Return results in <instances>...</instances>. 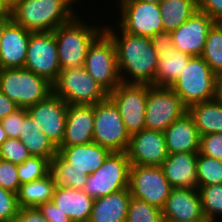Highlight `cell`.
I'll return each mask as SVG.
<instances>
[{
  "mask_svg": "<svg viewBox=\"0 0 222 222\" xmlns=\"http://www.w3.org/2000/svg\"><path fill=\"white\" fill-rule=\"evenodd\" d=\"M130 136L119 109L109 97L94 104L93 142L113 152H126Z\"/></svg>",
  "mask_w": 222,
  "mask_h": 222,
  "instance_id": "cell-9",
  "label": "cell"
},
{
  "mask_svg": "<svg viewBox=\"0 0 222 222\" xmlns=\"http://www.w3.org/2000/svg\"><path fill=\"white\" fill-rule=\"evenodd\" d=\"M11 21L9 11H0V41L5 26Z\"/></svg>",
  "mask_w": 222,
  "mask_h": 222,
  "instance_id": "cell-48",
  "label": "cell"
},
{
  "mask_svg": "<svg viewBox=\"0 0 222 222\" xmlns=\"http://www.w3.org/2000/svg\"><path fill=\"white\" fill-rule=\"evenodd\" d=\"M130 198L128 188L94 199L88 222H126Z\"/></svg>",
  "mask_w": 222,
  "mask_h": 222,
  "instance_id": "cell-25",
  "label": "cell"
},
{
  "mask_svg": "<svg viewBox=\"0 0 222 222\" xmlns=\"http://www.w3.org/2000/svg\"><path fill=\"white\" fill-rule=\"evenodd\" d=\"M24 121V109L18 108L0 122L8 138H19Z\"/></svg>",
  "mask_w": 222,
  "mask_h": 222,
  "instance_id": "cell-41",
  "label": "cell"
},
{
  "mask_svg": "<svg viewBox=\"0 0 222 222\" xmlns=\"http://www.w3.org/2000/svg\"><path fill=\"white\" fill-rule=\"evenodd\" d=\"M159 7L164 31L172 32L198 10V0H163Z\"/></svg>",
  "mask_w": 222,
  "mask_h": 222,
  "instance_id": "cell-30",
  "label": "cell"
},
{
  "mask_svg": "<svg viewBox=\"0 0 222 222\" xmlns=\"http://www.w3.org/2000/svg\"><path fill=\"white\" fill-rule=\"evenodd\" d=\"M189 107L215 97V73L201 56L192 57L170 87Z\"/></svg>",
  "mask_w": 222,
  "mask_h": 222,
  "instance_id": "cell-6",
  "label": "cell"
},
{
  "mask_svg": "<svg viewBox=\"0 0 222 222\" xmlns=\"http://www.w3.org/2000/svg\"><path fill=\"white\" fill-rule=\"evenodd\" d=\"M197 188L222 184V161L198 153Z\"/></svg>",
  "mask_w": 222,
  "mask_h": 222,
  "instance_id": "cell-34",
  "label": "cell"
},
{
  "mask_svg": "<svg viewBox=\"0 0 222 222\" xmlns=\"http://www.w3.org/2000/svg\"><path fill=\"white\" fill-rule=\"evenodd\" d=\"M198 10L208 14L215 22H222V0H198Z\"/></svg>",
  "mask_w": 222,
  "mask_h": 222,
  "instance_id": "cell-43",
  "label": "cell"
},
{
  "mask_svg": "<svg viewBox=\"0 0 222 222\" xmlns=\"http://www.w3.org/2000/svg\"><path fill=\"white\" fill-rule=\"evenodd\" d=\"M151 44L157 54L162 52L171 51L174 49V44L170 32H159L150 37Z\"/></svg>",
  "mask_w": 222,
  "mask_h": 222,
  "instance_id": "cell-44",
  "label": "cell"
},
{
  "mask_svg": "<svg viewBox=\"0 0 222 222\" xmlns=\"http://www.w3.org/2000/svg\"><path fill=\"white\" fill-rule=\"evenodd\" d=\"M20 185L17 164L0 159V187L17 194Z\"/></svg>",
  "mask_w": 222,
  "mask_h": 222,
  "instance_id": "cell-39",
  "label": "cell"
},
{
  "mask_svg": "<svg viewBox=\"0 0 222 222\" xmlns=\"http://www.w3.org/2000/svg\"><path fill=\"white\" fill-rule=\"evenodd\" d=\"M79 0H17L9 9L11 20L31 32H51L70 22ZM74 10V11H73Z\"/></svg>",
  "mask_w": 222,
  "mask_h": 222,
  "instance_id": "cell-2",
  "label": "cell"
},
{
  "mask_svg": "<svg viewBox=\"0 0 222 222\" xmlns=\"http://www.w3.org/2000/svg\"><path fill=\"white\" fill-rule=\"evenodd\" d=\"M29 157H31L29 150L18 138H8L0 146V159L2 160L21 164Z\"/></svg>",
  "mask_w": 222,
  "mask_h": 222,
  "instance_id": "cell-37",
  "label": "cell"
},
{
  "mask_svg": "<svg viewBox=\"0 0 222 222\" xmlns=\"http://www.w3.org/2000/svg\"><path fill=\"white\" fill-rule=\"evenodd\" d=\"M20 184L41 179L50 173V160L39 156H31L23 163L17 164Z\"/></svg>",
  "mask_w": 222,
  "mask_h": 222,
  "instance_id": "cell-35",
  "label": "cell"
},
{
  "mask_svg": "<svg viewBox=\"0 0 222 222\" xmlns=\"http://www.w3.org/2000/svg\"><path fill=\"white\" fill-rule=\"evenodd\" d=\"M215 21L197 10L186 22L171 33L174 48L192 57L201 56L209 29Z\"/></svg>",
  "mask_w": 222,
  "mask_h": 222,
  "instance_id": "cell-17",
  "label": "cell"
},
{
  "mask_svg": "<svg viewBox=\"0 0 222 222\" xmlns=\"http://www.w3.org/2000/svg\"><path fill=\"white\" fill-rule=\"evenodd\" d=\"M24 68L54 83L61 71L54 32H32Z\"/></svg>",
  "mask_w": 222,
  "mask_h": 222,
  "instance_id": "cell-14",
  "label": "cell"
},
{
  "mask_svg": "<svg viewBox=\"0 0 222 222\" xmlns=\"http://www.w3.org/2000/svg\"><path fill=\"white\" fill-rule=\"evenodd\" d=\"M68 104L51 93L46 99L27 108V113L35 121L50 141L58 148L64 139Z\"/></svg>",
  "mask_w": 222,
  "mask_h": 222,
  "instance_id": "cell-15",
  "label": "cell"
},
{
  "mask_svg": "<svg viewBox=\"0 0 222 222\" xmlns=\"http://www.w3.org/2000/svg\"><path fill=\"white\" fill-rule=\"evenodd\" d=\"M191 58L192 56L175 48L171 51L157 54L158 64L154 77V86L171 87Z\"/></svg>",
  "mask_w": 222,
  "mask_h": 222,
  "instance_id": "cell-27",
  "label": "cell"
},
{
  "mask_svg": "<svg viewBox=\"0 0 222 222\" xmlns=\"http://www.w3.org/2000/svg\"><path fill=\"white\" fill-rule=\"evenodd\" d=\"M186 112L188 107L170 87L147 84L146 129L164 132Z\"/></svg>",
  "mask_w": 222,
  "mask_h": 222,
  "instance_id": "cell-10",
  "label": "cell"
},
{
  "mask_svg": "<svg viewBox=\"0 0 222 222\" xmlns=\"http://www.w3.org/2000/svg\"><path fill=\"white\" fill-rule=\"evenodd\" d=\"M50 174L55 186L70 187L82 190L88 179L87 174L81 170L72 168L58 153L50 161Z\"/></svg>",
  "mask_w": 222,
  "mask_h": 222,
  "instance_id": "cell-31",
  "label": "cell"
},
{
  "mask_svg": "<svg viewBox=\"0 0 222 222\" xmlns=\"http://www.w3.org/2000/svg\"><path fill=\"white\" fill-rule=\"evenodd\" d=\"M200 136L222 133V103L216 99L198 102L188 107Z\"/></svg>",
  "mask_w": 222,
  "mask_h": 222,
  "instance_id": "cell-28",
  "label": "cell"
},
{
  "mask_svg": "<svg viewBox=\"0 0 222 222\" xmlns=\"http://www.w3.org/2000/svg\"><path fill=\"white\" fill-rule=\"evenodd\" d=\"M126 222H163L162 210L131 196Z\"/></svg>",
  "mask_w": 222,
  "mask_h": 222,
  "instance_id": "cell-36",
  "label": "cell"
},
{
  "mask_svg": "<svg viewBox=\"0 0 222 222\" xmlns=\"http://www.w3.org/2000/svg\"><path fill=\"white\" fill-rule=\"evenodd\" d=\"M108 97L119 109L130 135L145 129L147 84L121 82Z\"/></svg>",
  "mask_w": 222,
  "mask_h": 222,
  "instance_id": "cell-13",
  "label": "cell"
},
{
  "mask_svg": "<svg viewBox=\"0 0 222 222\" xmlns=\"http://www.w3.org/2000/svg\"><path fill=\"white\" fill-rule=\"evenodd\" d=\"M130 161L127 152H111L104 163L88 176L82 189L93 199L129 187Z\"/></svg>",
  "mask_w": 222,
  "mask_h": 222,
  "instance_id": "cell-8",
  "label": "cell"
},
{
  "mask_svg": "<svg viewBox=\"0 0 222 222\" xmlns=\"http://www.w3.org/2000/svg\"><path fill=\"white\" fill-rule=\"evenodd\" d=\"M168 154L199 153L200 134L193 117L186 112L164 131Z\"/></svg>",
  "mask_w": 222,
  "mask_h": 222,
  "instance_id": "cell-22",
  "label": "cell"
},
{
  "mask_svg": "<svg viewBox=\"0 0 222 222\" xmlns=\"http://www.w3.org/2000/svg\"><path fill=\"white\" fill-rule=\"evenodd\" d=\"M198 191L205 219L220 222L216 216L222 217V184L202 186L198 188Z\"/></svg>",
  "mask_w": 222,
  "mask_h": 222,
  "instance_id": "cell-33",
  "label": "cell"
},
{
  "mask_svg": "<svg viewBox=\"0 0 222 222\" xmlns=\"http://www.w3.org/2000/svg\"><path fill=\"white\" fill-rule=\"evenodd\" d=\"M55 187L50 173L41 179L21 184L17 192L19 207H38L40 204L52 201Z\"/></svg>",
  "mask_w": 222,
  "mask_h": 222,
  "instance_id": "cell-29",
  "label": "cell"
},
{
  "mask_svg": "<svg viewBox=\"0 0 222 222\" xmlns=\"http://www.w3.org/2000/svg\"><path fill=\"white\" fill-rule=\"evenodd\" d=\"M8 139L6 132L3 129V126L0 122V146Z\"/></svg>",
  "mask_w": 222,
  "mask_h": 222,
  "instance_id": "cell-49",
  "label": "cell"
},
{
  "mask_svg": "<svg viewBox=\"0 0 222 222\" xmlns=\"http://www.w3.org/2000/svg\"><path fill=\"white\" fill-rule=\"evenodd\" d=\"M0 91L18 108L27 109L53 93V85L46 78L28 69H0Z\"/></svg>",
  "mask_w": 222,
  "mask_h": 222,
  "instance_id": "cell-4",
  "label": "cell"
},
{
  "mask_svg": "<svg viewBox=\"0 0 222 222\" xmlns=\"http://www.w3.org/2000/svg\"><path fill=\"white\" fill-rule=\"evenodd\" d=\"M31 33L12 20L5 26L0 41V69L24 67Z\"/></svg>",
  "mask_w": 222,
  "mask_h": 222,
  "instance_id": "cell-19",
  "label": "cell"
},
{
  "mask_svg": "<svg viewBox=\"0 0 222 222\" xmlns=\"http://www.w3.org/2000/svg\"><path fill=\"white\" fill-rule=\"evenodd\" d=\"M52 201L72 222H88L94 199L83 190L56 186Z\"/></svg>",
  "mask_w": 222,
  "mask_h": 222,
  "instance_id": "cell-24",
  "label": "cell"
},
{
  "mask_svg": "<svg viewBox=\"0 0 222 222\" xmlns=\"http://www.w3.org/2000/svg\"><path fill=\"white\" fill-rule=\"evenodd\" d=\"M119 27L132 35L151 37L163 32L159 4L140 0H118Z\"/></svg>",
  "mask_w": 222,
  "mask_h": 222,
  "instance_id": "cell-12",
  "label": "cell"
},
{
  "mask_svg": "<svg viewBox=\"0 0 222 222\" xmlns=\"http://www.w3.org/2000/svg\"><path fill=\"white\" fill-rule=\"evenodd\" d=\"M163 222H204L198 188H172L162 209Z\"/></svg>",
  "mask_w": 222,
  "mask_h": 222,
  "instance_id": "cell-18",
  "label": "cell"
},
{
  "mask_svg": "<svg viewBox=\"0 0 222 222\" xmlns=\"http://www.w3.org/2000/svg\"><path fill=\"white\" fill-rule=\"evenodd\" d=\"M35 124V121L24 109V121L22 123L19 140L29 150L31 156H39L51 159L58 153V148L50 141L41 129Z\"/></svg>",
  "mask_w": 222,
  "mask_h": 222,
  "instance_id": "cell-26",
  "label": "cell"
},
{
  "mask_svg": "<svg viewBox=\"0 0 222 222\" xmlns=\"http://www.w3.org/2000/svg\"><path fill=\"white\" fill-rule=\"evenodd\" d=\"M129 191L132 197L163 209L172 189L160 166L131 165Z\"/></svg>",
  "mask_w": 222,
  "mask_h": 222,
  "instance_id": "cell-11",
  "label": "cell"
},
{
  "mask_svg": "<svg viewBox=\"0 0 222 222\" xmlns=\"http://www.w3.org/2000/svg\"><path fill=\"white\" fill-rule=\"evenodd\" d=\"M222 103V71L215 74V97Z\"/></svg>",
  "mask_w": 222,
  "mask_h": 222,
  "instance_id": "cell-47",
  "label": "cell"
},
{
  "mask_svg": "<svg viewBox=\"0 0 222 222\" xmlns=\"http://www.w3.org/2000/svg\"><path fill=\"white\" fill-rule=\"evenodd\" d=\"M111 27L107 25L104 31L115 43L121 82L154 86L158 59L150 37L132 35L119 26L117 28L120 32L117 34Z\"/></svg>",
  "mask_w": 222,
  "mask_h": 222,
  "instance_id": "cell-1",
  "label": "cell"
},
{
  "mask_svg": "<svg viewBox=\"0 0 222 222\" xmlns=\"http://www.w3.org/2000/svg\"><path fill=\"white\" fill-rule=\"evenodd\" d=\"M104 31L75 16L70 22L58 26L53 32L57 42V56L61 70L84 66L89 46Z\"/></svg>",
  "mask_w": 222,
  "mask_h": 222,
  "instance_id": "cell-3",
  "label": "cell"
},
{
  "mask_svg": "<svg viewBox=\"0 0 222 222\" xmlns=\"http://www.w3.org/2000/svg\"><path fill=\"white\" fill-rule=\"evenodd\" d=\"M111 152L110 149L95 142L58 147V154L71 164L72 168L81 170L87 175L94 173Z\"/></svg>",
  "mask_w": 222,
  "mask_h": 222,
  "instance_id": "cell-23",
  "label": "cell"
},
{
  "mask_svg": "<svg viewBox=\"0 0 222 222\" xmlns=\"http://www.w3.org/2000/svg\"><path fill=\"white\" fill-rule=\"evenodd\" d=\"M19 208L17 194L0 187V222H14Z\"/></svg>",
  "mask_w": 222,
  "mask_h": 222,
  "instance_id": "cell-38",
  "label": "cell"
},
{
  "mask_svg": "<svg viewBox=\"0 0 222 222\" xmlns=\"http://www.w3.org/2000/svg\"><path fill=\"white\" fill-rule=\"evenodd\" d=\"M199 153L222 161V133L200 136Z\"/></svg>",
  "mask_w": 222,
  "mask_h": 222,
  "instance_id": "cell-40",
  "label": "cell"
},
{
  "mask_svg": "<svg viewBox=\"0 0 222 222\" xmlns=\"http://www.w3.org/2000/svg\"><path fill=\"white\" fill-rule=\"evenodd\" d=\"M201 57L215 74L222 71V22L209 29Z\"/></svg>",
  "mask_w": 222,
  "mask_h": 222,
  "instance_id": "cell-32",
  "label": "cell"
},
{
  "mask_svg": "<svg viewBox=\"0 0 222 222\" xmlns=\"http://www.w3.org/2000/svg\"><path fill=\"white\" fill-rule=\"evenodd\" d=\"M94 105H68L65 135L60 146L93 142Z\"/></svg>",
  "mask_w": 222,
  "mask_h": 222,
  "instance_id": "cell-20",
  "label": "cell"
},
{
  "mask_svg": "<svg viewBox=\"0 0 222 222\" xmlns=\"http://www.w3.org/2000/svg\"><path fill=\"white\" fill-rule=\"evenodd\" d=\"M14 222H49L45 219L37 207L19 208Z\"/></svg>",
  "mask_w": 222,
  "mask_h": 222,
  "instance_id": "cell-45",
  "label": "cell"
},
{
  "mask_svg": "<svg viewBox=\"0 0 222 222\" xmlns=\"http://www.w3.org/2000/svg\"><path fill=\"white\" fill-rule=\"evenodd\" d=\"M37 208L49 222H72L66 214L59 210V207L53 201L40 204Z\"/></svg>",
  "mask_w": 222,
  "mask_h": 222,
  "instance_id": "cell-42",
  "label": "cell"
},
{
  "mask_svg": "<svg viewBox=\"0 0 222 222\" xmlns=\"http://www.w3.org/2000/svg\"><path fill=\"white\" fill-rule=\"evenodd\" d=\"M84 68L108 94L121 83L115 43L105 31L89 46Z\"/></svg>",
  "mask_w": 222,
  "mask_h": 222,
  "instance_id": "cell-7",
  "label": "cell"
},
{
  "mask_svg": "<svg viewBox=\"0 0 222 222\" xmlns=\"http://www.w3.org/2000/svg\"><path fill=\"white\" fill-rule=\"evenodd\" d=\"M197 158L198 153L168 155L160 167L172 188H197Z\"/></svg>",
  "mask_w": 222,
  "mask_h": 222,
  "instance_id": "cell-21",
  "label": "cell"
},
{
  "mask_svg": "<svg viewBox=\"0 0 222 222\" xmlns=\"http://www.w3.org/2000/svg\"><path fill=\"white\" fill-rule=\"evenodd\" d=\"M127 155L131 165L161 166L168 157L164 132L144 129L130 136Z\"/></svg>",
  "mask_w": 222,
  "mask_h": 222,
  "instance_id": "cell-16",
  "label": "cell"
},
{
  "mask_svg": "<svg viewBox=\"0 0 222 222\" xmlns=\"http://www.w3.org/2000/svg\"><path fill=\"white\" fill-rule=\"evenodd\" d=\"M52 85L53 93L68 105H94L107 99L109 95L84 66L61 70Z\"/></svg>",
  "mask_w": 222,
  "mask_h": 222,
  "instance_id": "cell-5",
  "label": "cell"
},
{
  "mask_svg": "<svg viewBox=\"0 0 222 222\" xmlns=\"http://www.w3.org/2000/svg\"><path fill=\"white\" fill-rule=\"evenodd\" d=\"M0 11H9V10L0 2Z\"/></svg>",
  "mask_w": 222,
  "mask_h": 222,
  "instance_id": "cell-52",
  "label": "cell"
},
{
  "mask_svg": "<svg viewBox=\"0 0 222 222\" xmlns=\"http://www.w3.org/2000/svg\"><path fill=\"white\" fill-rule=\"evenodd\" d=\"M17 109L16 103L0 91V121Z\"/></svg>",
  "mask_w": 222,
  "mask_h": 222,
  "instance_id": "cell-46",
  "label": "cell"
},
{
  "mask_svg": "<svg viewBox=\"0 0 222 222\" xmlns=\"http://www.w3.org/2000/svg\"><path fill=\"white\" fill-rule=\"evenodd\" d=\"M140 1L160 4L163 0H140Z\"/></svg>",
  "mask_w": 222,
  "mask_h": 222,
  "instance_id": "cell-51",
  "label": "cell"
},
{
  "mask_svg": "<svg viewBox=\"0 0 222 222\" xmlns=\"http://www.w3.org/2000/svg\"><path fill=\"white\" fill-rule=\"evenodd\" d=\"M17 0H0V2L9 10Z\"/></svg>",
  "mask_w": 222,
  "mask_h": 222,
  "instance_id": "cell-50",
  "label": "cell"
}]
</instances>
